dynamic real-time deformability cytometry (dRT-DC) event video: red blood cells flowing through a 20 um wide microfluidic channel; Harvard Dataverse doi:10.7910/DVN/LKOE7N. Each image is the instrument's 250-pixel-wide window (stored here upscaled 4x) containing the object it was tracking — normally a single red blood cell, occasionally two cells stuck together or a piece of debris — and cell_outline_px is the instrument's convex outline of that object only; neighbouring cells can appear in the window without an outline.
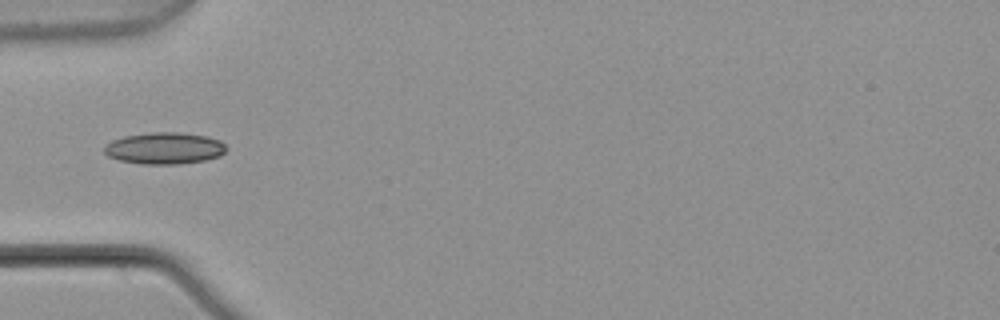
{"species": "common noctule bat (a hibernating species)", "species_latin": "Nyctalus noctula", "temperature_condition": "warm", "stored_images_in_passage": 2, "camera_frame_rate_fps": 3000, "um_per_image_px": 0.085, "animal": {"sex": "male", "body_mass_g": 21.5, "forearm_length_mm": 52.0}, "frame": {"image": 1, "passage_image": 2, "time_ms": 0.333, "image_size_px": [1000, 320], "cell_outline_px": [[228, 148], [220, 156], [204, 160], [176, 164], [144, 164], [120, 160], [108, 156], [104, 152], [104, 148], [112, 140], [124, 136], [152, 132], [176, 132], [208, 136], [220, 140]], "centroid_in_image_um": [14.0, 12.59], "position_along_channel_um": 71.0, "area_um2": 22.43}}